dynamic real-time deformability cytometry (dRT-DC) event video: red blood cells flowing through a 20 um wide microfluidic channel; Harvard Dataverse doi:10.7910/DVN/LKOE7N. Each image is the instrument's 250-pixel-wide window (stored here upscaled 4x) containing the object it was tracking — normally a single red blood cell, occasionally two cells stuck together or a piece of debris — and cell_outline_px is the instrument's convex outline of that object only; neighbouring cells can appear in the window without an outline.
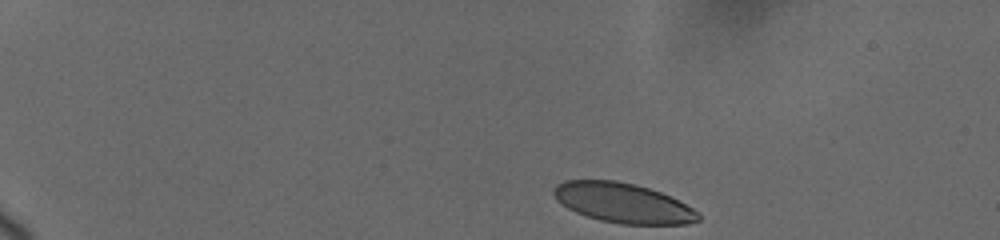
{"species": "human", "species_latin": "Homo sapiens", "temperature_condition": "cold", "stored_images_in_passage": 12, "camera_frame_rate_fps": 3000, "um_per_image_px": 0.085, "donor": {"sex": "female"}, "frame": {"image": 1, "passage_image": 1, "time_ms": 0.0, "image_size_px": [1000, 240], "cell_outline_px": [[700, 220], [688, 224], [620, 224], [600, 220], [576, 212], [560, 204], [556, 200], [552, 192], [552, 188], [556, 184], [564, 180], [616, 180], [636, 184], [660, 192], [680, 200], [700, 212]], "centroid_in_image_um": [52.95, 17.24], "position_along_channel_um": 32.0, "area_um2": 33.87}}
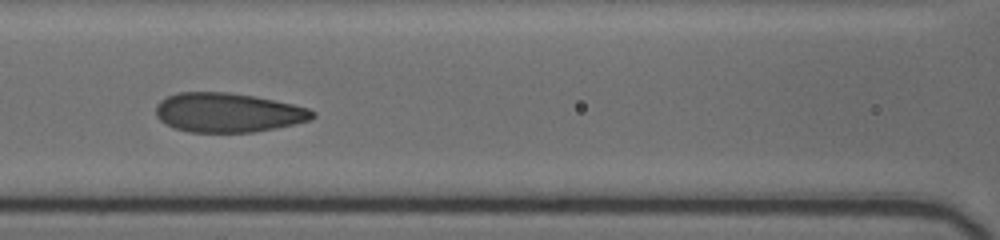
{"frame": {"image": 2, "passage_image": 9, "time_ms": 6.0, "image_size_px": [1000, 240], "cell_outline_px": [[316, 116], [312, 120], [276, 128], [252, 132], [188, 132], [172, 128], [164, 124], [156, 116], [156, 104], [160, 100], [176, 92], [228, 92], [256, 96], [292, 104], [308, 108], [316, 112]], "centroid_in_image_um": [19.36, 9.57], "position_along_channel_um": 147.2, "area_um2": 36.24}}
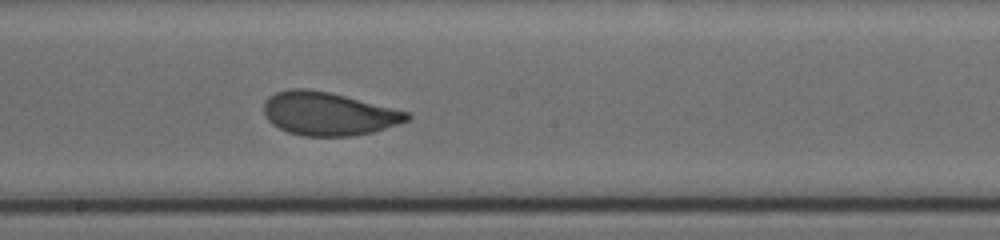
{"frame": {"image": 3, "passage_image": 12, "time_ms": 8.0, "image_size_px": [1000, 240], "cell_outline_px": [[412, 116], [408, 120], [372, 132], [348, 136], [304, 136], [288, 132], [272, 124], [264, 116], [264, 100], [268, 96], [276, 92], [292, 88], [304, 88], [328, 92], [408, 112]], "centroid_in_image_um": [27.85, 9.66], "position_along_channel_um": 220.4, "area_um2": 35.72}}